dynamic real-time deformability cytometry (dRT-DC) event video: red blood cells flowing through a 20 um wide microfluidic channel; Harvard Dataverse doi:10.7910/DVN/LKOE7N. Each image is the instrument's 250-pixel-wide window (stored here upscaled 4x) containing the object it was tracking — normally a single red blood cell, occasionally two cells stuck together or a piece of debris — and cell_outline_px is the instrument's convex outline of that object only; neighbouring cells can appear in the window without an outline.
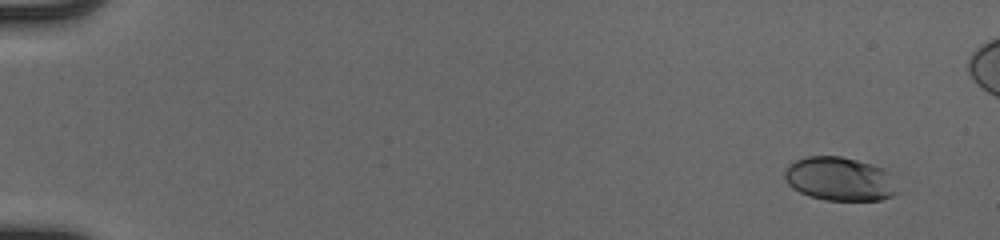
{"species": "human", "species_latin": "Homo sapiens", "temperature_condition": "cold", "stored_images_in_passage": 47, "camera_frame_rate_fps": 3000, "um_per_image_px": 0.085, "donor": {"sex": "male"}, "frame": {"image": 1, "passage_image": 1, "time_ms": 0.0, "image_size_px": [1000, 240], "cell_outline_px": [[900, 192], [892, 196], [880, 200], [824, 200], [808, 196], [792, 188], [788, 184], [784, 176], [784, 172], [788, 164], [796, 160], [808, 156], [840, 156], [872, 164], [884, 168], [892, 172]], "centroid_in_image_um": [71.42, 15.21], "position_along_channel_um": 13.6, "area_um2": 29.25}}
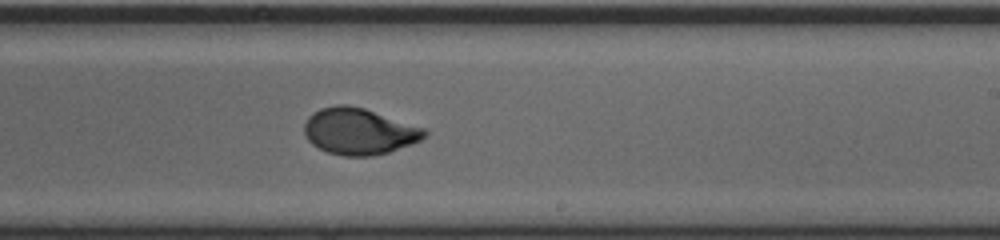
{"frame": {"image": 2, "passage_image": 31, "time_ms": 10.0, "image_size_px": [1000, 240], "cell_outline_px": [[428, 132], [420, 140], [388, 152], [372, 156], [344, 156], [328, 152], [312, 144], [308, 140], [304, 132], [304, 124], [308, 116], [312, 112], [320, 108], [336, 104], [348, 104], [364, 108], [424, 128]], "centroid_in_image_um": [30.47, 11.15], "position_along_channel_um": 258.5, "area_um2": 32.37}}
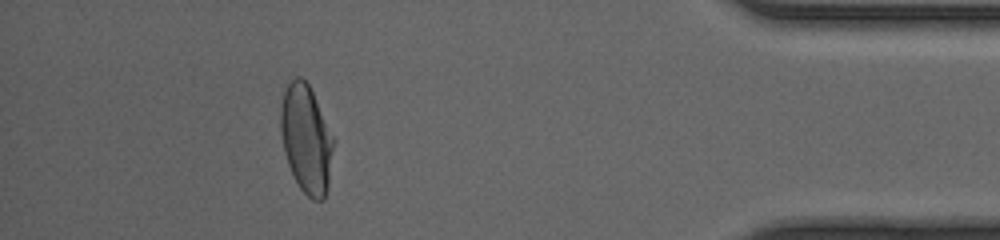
{"frame": {"image": 3, "passage_image": 45, "time_ms": 14.667, "image_size_px": [1000, 240], "cell_outline_px": [[336, 140], [328, 188], [324, 200], [312, 200], [300, 188], [288, 164], [280, 132], [280, 108], [284, 92], [288, 84], [296, 76], [300, 76], [308, 84]], "centroid_in_image_um": [26.06, 11.83], "position_along_channel_um": 409.1, "area_um2": 33.52}}